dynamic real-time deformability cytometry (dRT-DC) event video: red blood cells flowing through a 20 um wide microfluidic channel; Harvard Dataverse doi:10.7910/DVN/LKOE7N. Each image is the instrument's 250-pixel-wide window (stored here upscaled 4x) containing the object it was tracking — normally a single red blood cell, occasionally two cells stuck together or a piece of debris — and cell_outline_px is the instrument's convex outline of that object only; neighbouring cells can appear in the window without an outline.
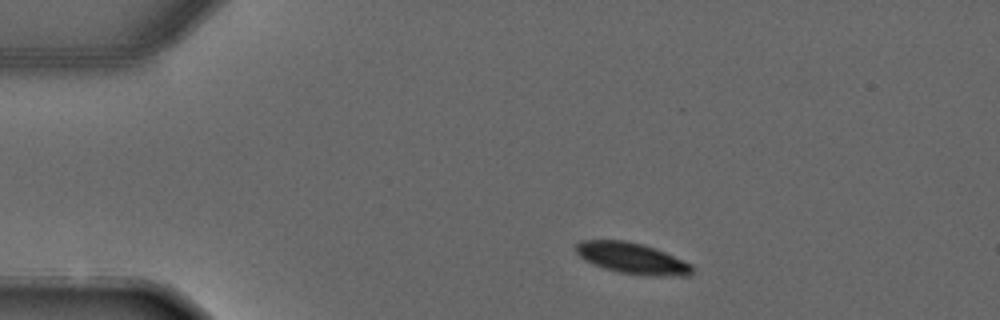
{"species": "common noctule bat (a hibernating species)", "species_latin": "Nyctalus noctula", "temperature_condition": "warm", "stored_images_in_passage": 2, "camera_frame_rate_fps": 3000, "um_per_image_px": 0.085, "animal": {"sex": "male", "forearm_length_mm": 52.5}, "frame": {"image": 1, "passage_image": 1, "time_ms": 0.0, "image_size_px": [1000, 320], "cell_outline_px": [[696, 272], [688, 276], [660, 276], [620, 272], [604, 268], [592, 264], [584, 260], [576, 252], [576, 244], [580, 240], [624, 240], [644, 244], [664, 252], [692, 264], [696, 268]], "centroid_in_image_um": [53.77, 21.95], "position_along_channel_um": 31.2, "area_um2": 21.1}}